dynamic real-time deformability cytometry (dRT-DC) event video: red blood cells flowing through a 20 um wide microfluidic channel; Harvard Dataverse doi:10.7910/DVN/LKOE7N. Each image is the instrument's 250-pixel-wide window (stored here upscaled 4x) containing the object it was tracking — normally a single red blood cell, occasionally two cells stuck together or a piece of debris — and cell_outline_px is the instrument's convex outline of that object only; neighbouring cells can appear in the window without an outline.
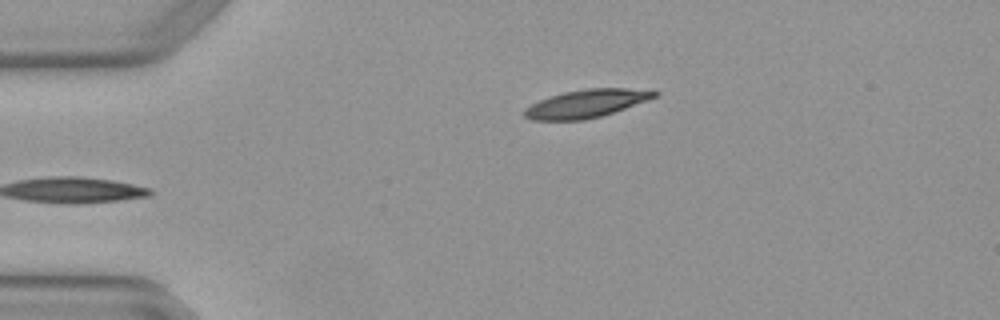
{"species": "Egyptian fruit bat (a non-hibernating species)", "species_latin": "Rousettus aegyptiacus", "temperature_condition": "warm", "stored_images_in_passage": 3, "camera_frame_rate_fps": 3000, "um_per_image_px": 0.085, "animal": {"sex": "female"}, "frame": {"image": 1, "passage_image": 3, "time_ms": 0.667, "image_size_px": [1000, 320], "cell_outline_px": [[660, 92], [656, 96], [648, 100], [600, 116], [584, 120], [532, 120], [524, 116], [524, 108], [540, 100], [564, 92], [588, 88], [628, 88]], "centroid_in_image_um": [49.82, 8.8], "position_along_channel_um": 35.2, "area_um2": 20.87}}